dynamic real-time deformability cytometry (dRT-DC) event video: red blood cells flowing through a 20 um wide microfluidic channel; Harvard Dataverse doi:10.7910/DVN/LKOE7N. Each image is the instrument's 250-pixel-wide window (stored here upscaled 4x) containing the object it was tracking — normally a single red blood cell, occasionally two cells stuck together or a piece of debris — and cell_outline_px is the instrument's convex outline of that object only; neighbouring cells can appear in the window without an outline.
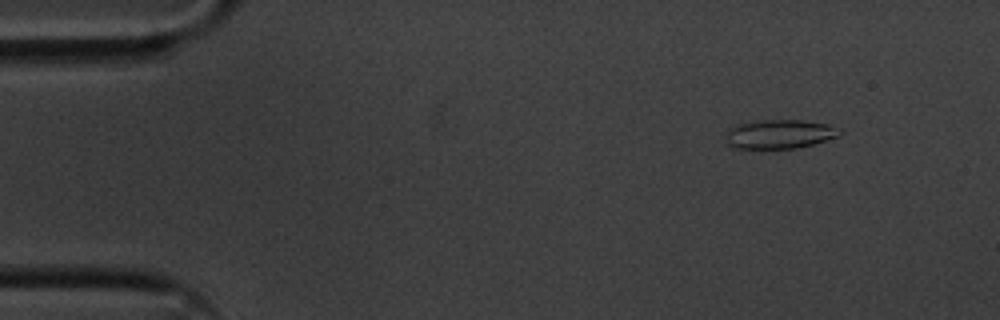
{"species": "common noctule bat (a hibernating species)", "species_latin": "Nyctalus noctula", "temperature_condition": "cold", "stored_images_in_passage": 55, "camera_frame_rate_fps": 3000, "um_per_image_px": 0.085, "animal": {"sex": "male", "body_mass_g": 20.1, "forearm_length_mm": 53.5}, "frame": {"image": 1, "passage_image": 6, "time_ms": 1.667, "image_size_px": [1000, 320], "cell_outline_px": [[844, 132], [840, 136], [812, 144], [796, 148], [732, 148], [728, 144], [728, 132], [732, 128], [740, 124], [756, 120], [804, 120], [828, 124], [840, 128]], "centroid_in_image_um": [66.35, 11.39], "position_along_channel_um": 18.6, "area_um2": 19.13}}
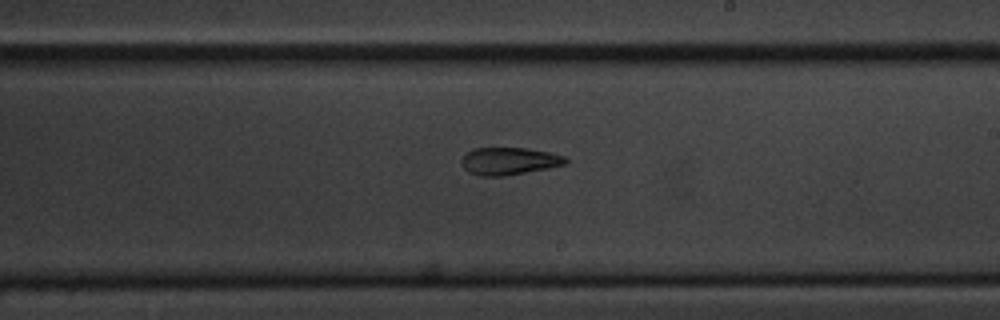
{"frame": {"image": 2, "passage_image": 32, "time_ms": 10.333, "image_size_px": [1000, 320], "cell_outline_px": [[568, 160], [564, 164], [504, 176], [480, 176], [468, 172], [464, 168], [460, 160], [468, 152], [476, 148], [528, 148], [548, 152], [564, 156]], "centroid_in_image_um": [43.22, 13.69], "position_along_channel_um": 245.8, "area_um2": 16.3}}
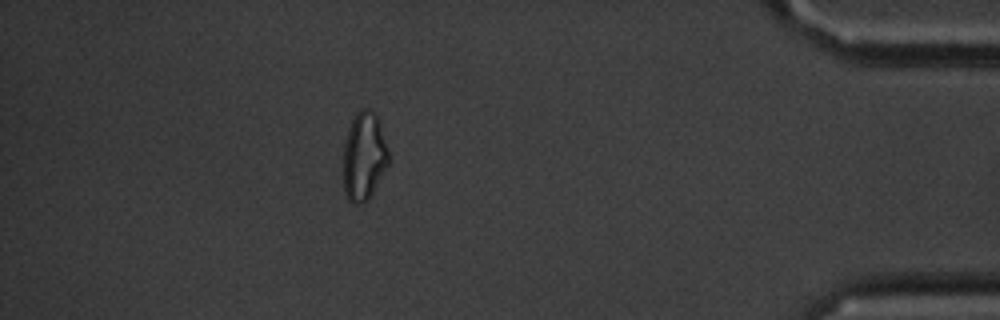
{"frame": {"image": 3, "passage_image": 49, "time_ms": 16.0, "image_size_px": [1000, 320], "cell_outline_px": [[388, 164], [368, 200], [364, 204], [356, 204], [348, 200], [344, 192], [344, 144], [348, 128], [356, 112], [360, 108], [368, 108], [380, 120], [388, 152]], "centroid_in_image_um": [30.93, 13.28], "position_along_channel_um": 404.3, "area_um2": 23.24}, "authors_computed_cell_mechanics": {"area_um2": 18.8428, "velocity_mm_per_s": 3.6057, "shape_relaxation_time_tau1_ms": 4.4762, "shape_relaxation_time_tau2_ms": 6.7068, "deformation_change_tau1": 0.1357, "deformation_change_tau2": 0.1558}}